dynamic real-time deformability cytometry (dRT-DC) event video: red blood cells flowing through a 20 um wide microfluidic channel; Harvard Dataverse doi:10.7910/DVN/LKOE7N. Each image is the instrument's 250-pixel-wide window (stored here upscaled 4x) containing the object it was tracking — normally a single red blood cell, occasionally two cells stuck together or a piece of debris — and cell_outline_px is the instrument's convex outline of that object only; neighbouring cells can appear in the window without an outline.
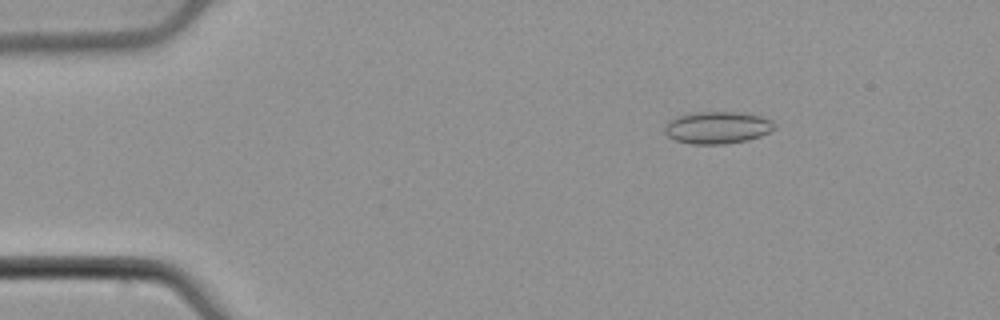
{"species": "common noctule bat (a hibernating species)", "species_latin": "Nyctalus noctula", "temperature_condition": "cold", "stored_images_in_passage": 47, "camera_frame_rate_fps": 3000, "um_per_image_px": 0.085, "animal": {"sex": "male", "body_mass_g": 21.5, "forearm_length_mm": 52.0}, "frame": {"image": 1, "passage_image": 2, "time_ms": 0.333, "image_size_px": [1000, 320], "cell_outline_px": [[776, 128], [760, 136], [748, 140], [724, 144], [688, 144], [676, 140], [668, 136], [664, 132], [664, 128], [668, 120], [676, 116], [696, 112], [736, 112], [760, 116], [772, 120], [776, 124]], "centroid_in_image_um": [60.96, 10.85], "position_along_channel_um": 24.0, "area_um2": 20.69}}
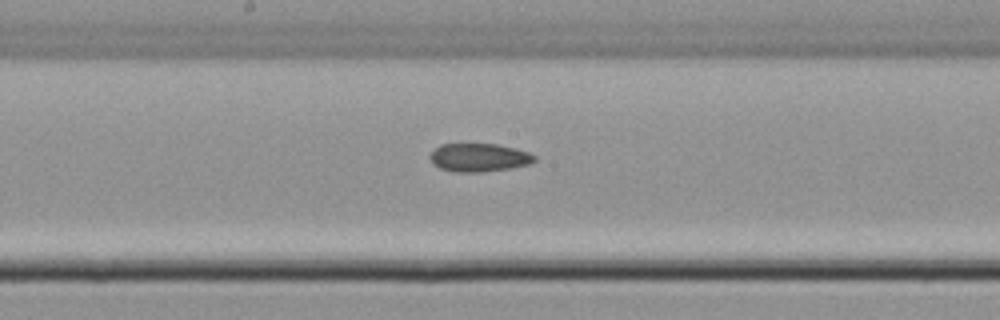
{"frame": {"image": 2, "passage_image": 22, "time_ms": 7.0, "image_size_px": [1000, 320], "cell_outline_px": [[536, 160], [528, 164], [512, 168], [480, 172], [456, 172], [440, 168], [432, 164], [428, 156], [440, 144], [496, 144], [516, 148], [528, 152], [536, 156]], "centroid_in_image_um": [40.7, 13.39], "position_along_channel_um": 207.5, "area_um2": 17.28}}
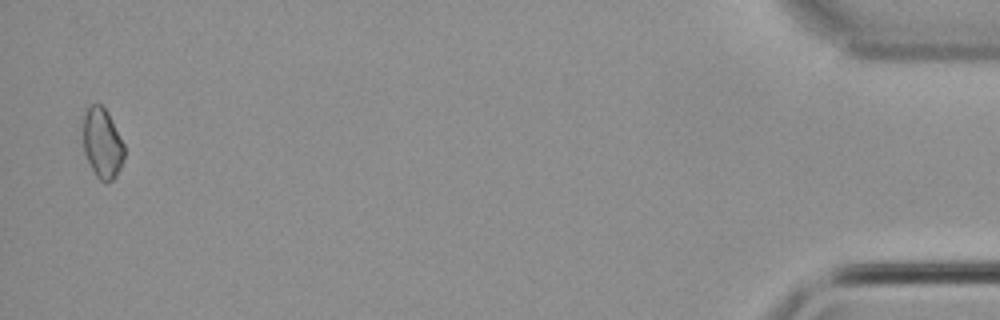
{"frame": {"image": 3, "passage_image": 46, "time_ms": 15.0, "image_size_px": [1000, 320], "cell_outline_px": [[124, 160], [116, 176], [112, 180], [104, 184], [96, 176], [84, 152], [84, 112], [88, 104], [100, 104], [108, 112], [124, 144]], "centroid_in_image_um": [8.71, 12.18], "position_along_channel_um": 426.5, "area_um2": 16.82}}